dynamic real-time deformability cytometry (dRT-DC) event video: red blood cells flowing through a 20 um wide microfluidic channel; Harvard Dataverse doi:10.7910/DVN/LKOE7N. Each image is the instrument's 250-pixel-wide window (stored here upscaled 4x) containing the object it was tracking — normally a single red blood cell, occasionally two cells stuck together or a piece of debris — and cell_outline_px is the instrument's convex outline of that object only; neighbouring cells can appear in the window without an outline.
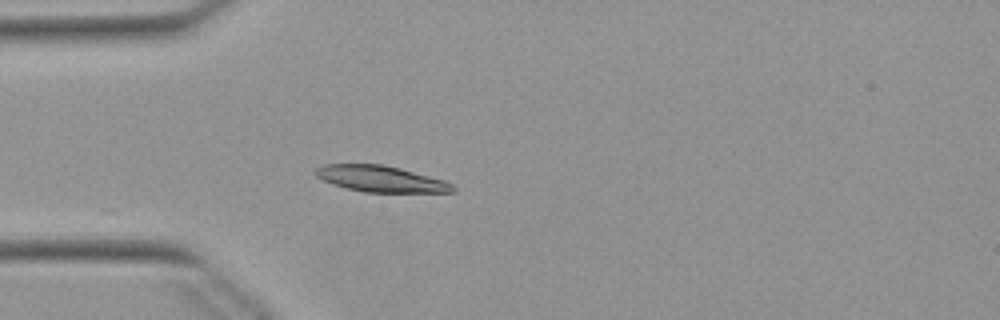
{"species": "Egyptian fruit bat (a non-hibernating species)", "species_latin": "Rousettus aegyptiacus", "temperature_condition": "warm", "stored_images_in_passage": 17, "camera_frame_rate_fps": 3000, "um_per_image_px": 0.085, "animal": {"sex": "female"}, "frame": {"image": 1, "passage_image": 1, "time_ms": 0.0, "image_size_px": [1000, 320], "cell_outline_px": [[456, 192], [364, 192], [332, 184], [316, 176], [312, 172], [316, 168], [324, 164], [384, 164], [400, 168], [444, 180], [452, 184], [456, 188]], "centroid_in_image_um": [32.36, 15.2], "position_along_channel_um": 52.6, "area_um2": 20.92}}
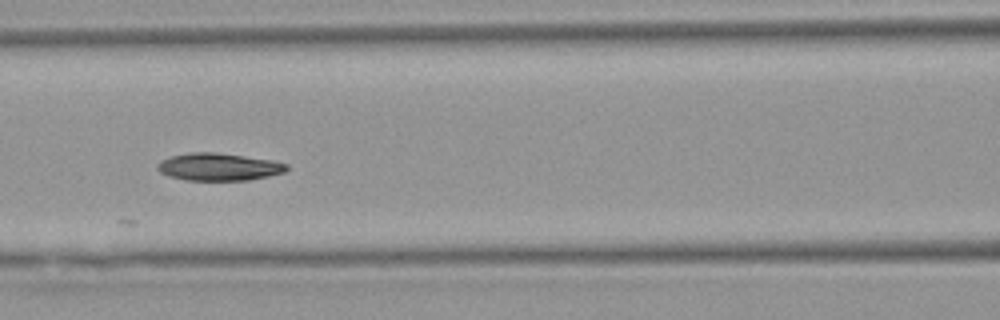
{"frame": {"image": 2, "passage_image": 9, "time_ms": 2.667, "image_size_px": [1000, 320], "cell_outline_px": [[288, 168], [284, 172], [268, 176], [248, 180], [184, 180], [168, 176], [160, 172], [156, 168], [156, 164], [160, 160], [172, 156], [188, 152], [216, 152], [272, 160], [288, 164]], "centroid_in_image_um": [18.55, 14.18], "position_along_channel_um": 148.0, "area_um2": 20.75}}
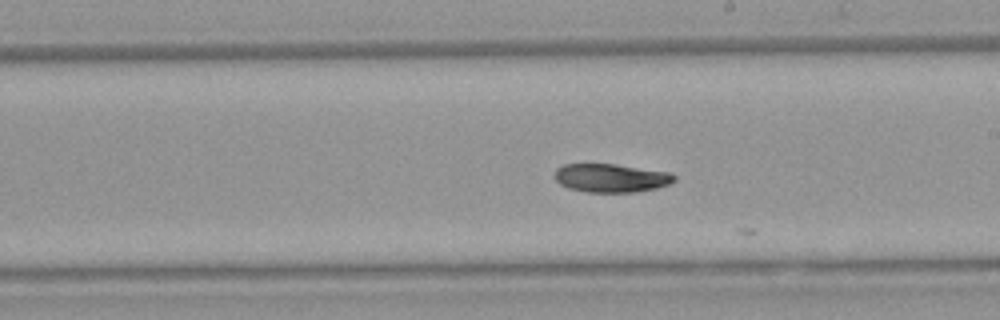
{"frame": {"image": 3, "passage_image": 16, "time_ms": 5.0, "image_size_px": [1000, 320], "cell_outline_px": [[676, 180], [668, 184], [656, 188], [636, 192], [588, 192], [568, 188], [560, 184], [552, 176], [556, 168], [564, 164], [616, 164], [672, 172], [676, 176]], "centroid_in_image_um": [51.93, 15.12], "position_along_channel_um": 237.1, "area_um2": 20.11}}